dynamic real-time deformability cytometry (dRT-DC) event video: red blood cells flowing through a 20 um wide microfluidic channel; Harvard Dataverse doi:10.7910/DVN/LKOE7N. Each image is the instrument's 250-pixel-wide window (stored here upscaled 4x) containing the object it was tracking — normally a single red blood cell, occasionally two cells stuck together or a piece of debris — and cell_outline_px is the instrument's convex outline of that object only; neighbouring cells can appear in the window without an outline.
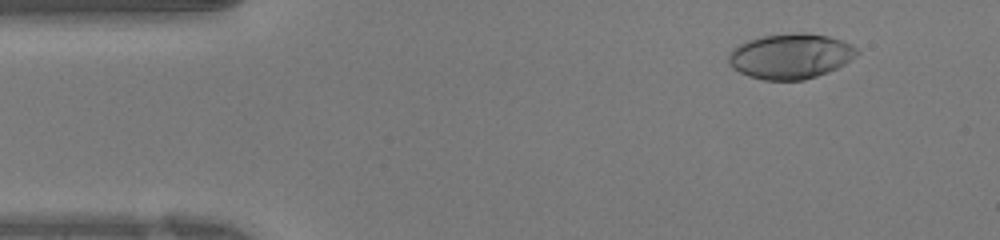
{"species": "human", "species_latin": "Homo sapiens", "temperature_condition": "warm", "stored_images_in_passage": 41, "camera_frame_rate_fps": 3000, "um_per_image_px": 0.085, "donor": {"sex": "female"}, "frame": {"image": 1, "passage_image": 4, "time_ms": 1.0, "image_size_px": [1000, 240], "cell_outline_px": [[860, 52], [856, 56], [844, 64], [828, 72], [804, 80], [764, 80], [748, 76], [732, 68], [728, 64], [728, 52], [740, 44], [748, 40], [764, 36], [796, 32], [804, 32], [828, 36], [852, 44], [860, 48]], "centroid_in_image_um": [67.2, 4.77], "position_along_channel_um": 17.8, "area_um2": 33.99}}
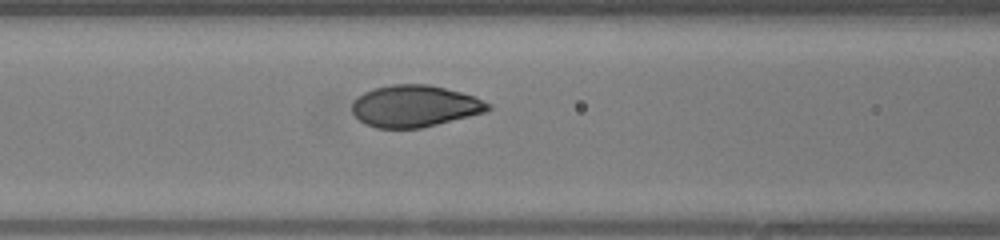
{"frame": {"image": 2, "passage_image": 16, "time_ms": 5.0, "image_size_px": [1000, 240], "cell_outline_px": [[492, 108], [488, 112], [420, 128], [376, 128], [364, 124], [352, 112], [352, 104], [356, 96], [372, 88], [392, 84], [428, 84], [460, 92], [472, 96], [492, 104]], "centroid_in_image_um": [35.24, 9.02], "position_along_channel_um": 131.4, "area_um2": 33.23}}
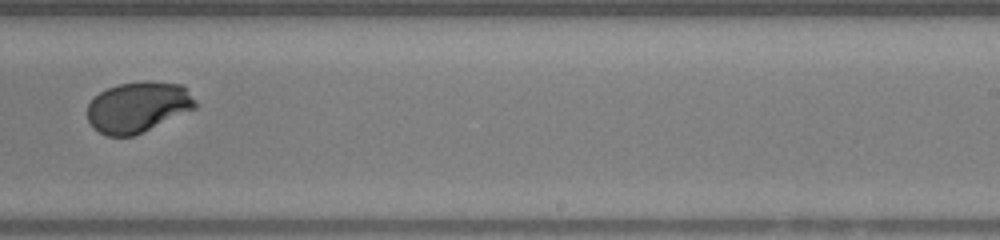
{"frame": {"image": 3, "passage_image": 25, "time_ms": 8.0, "image_size_px": [1000, 240], "cell_outline_px": [[196, 108], [132, 136], [108, 136], [100, 132], [88, 120], [88, 104], [100, 92], [108, 88], [120, 84], [184, 84], [196, 100]], "centroid_in_image_um": [11.73, 9.13], "position_along_channel_um": 277.3, "area_um2": 30.69}}